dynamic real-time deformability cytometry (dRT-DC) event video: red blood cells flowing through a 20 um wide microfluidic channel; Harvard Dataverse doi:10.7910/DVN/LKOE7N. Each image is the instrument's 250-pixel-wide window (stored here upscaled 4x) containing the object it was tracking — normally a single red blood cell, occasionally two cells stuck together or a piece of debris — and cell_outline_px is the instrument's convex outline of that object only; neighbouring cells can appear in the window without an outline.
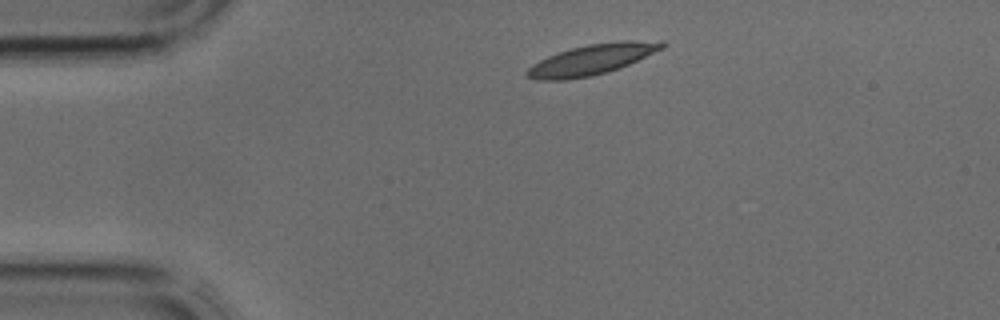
{"species": "common noctule bat (a hibernating species)", "species_latin": "Nyctalus noctula", "temperature_condition": "cold", "stored_images_in_passage": 2, "camera_frame_rate_fps": 3000, "um_per_image_px": 0.085, "animal": {"sex": "male", "body_mass_g": 17.9, "forearm_length_mm": 54.2}, "frame": {"image": 1, "passage_image": 1, "time_ms": 0.0, "image_size_px": [1000, 320], "cell_outline_px": [[668, 44], [664, 48], [620, 68], [608, 72], [592, 76], [564, 80], [536, 80], [528, 76], [524, 72], [532, 64], [548, 56], [572, 48], [588, 44], [620, 40], [664, 40]], "centroid_in_image_um": [50.37, 5.05], "position_along_channel_um": 34.6, "area_um2": 24.16}}